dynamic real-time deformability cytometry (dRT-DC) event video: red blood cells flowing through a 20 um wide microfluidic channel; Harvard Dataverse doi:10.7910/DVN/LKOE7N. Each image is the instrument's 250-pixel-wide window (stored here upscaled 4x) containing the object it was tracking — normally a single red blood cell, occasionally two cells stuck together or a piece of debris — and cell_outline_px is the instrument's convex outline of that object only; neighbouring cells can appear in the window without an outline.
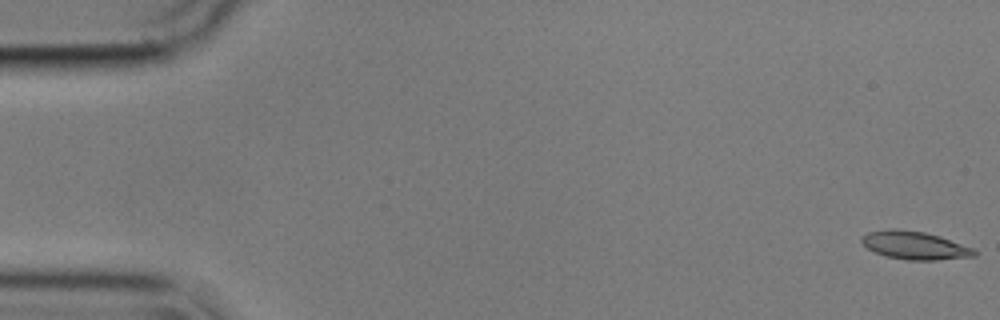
{"species": "common noctule bat (a hibernating species)", "species_latin": "Nyctalus noctula", "temperature_condition": "cold", "stored_images_in_passage": 56, "camera_frame_rate_fps": 3000, "um_per_image_px": 0.085, "animal": {"sex": "male", "body_mass_g": 17.9}, "frame": {"image": 1, "passage_image": 1, "time_ms": 0.0, "image_size_px": [1000, 320], "cell_outline_px": [[976, 256], [936, 260], [908, 260], [884, 256], [868, 248], [860, 240], [860, 236], [868, 232], [888, 228], [896, 228], [924, 232], [940, 236], [972, 248], [976, 252]], "centroid_in_image_um": [77.71, 20.85], "position_along_channel_um": 7.3, "area_um2": 18.44}}
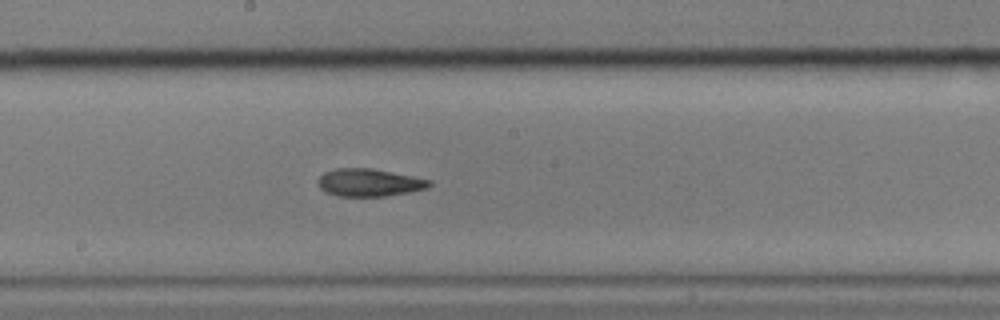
{"frame": {"image": 2, "passage_image": 30, "time_ms": 9.667, "image_size_px": [1000, 320], "cell_outline_px": [[432, 184], [428, 188], [408, 192], [384, 196], [340, 196], [328, 192], [320, 188], [316, 180], [324, 172], [336, 168], [372, 168], [432, 180]], "centroid_in_image_um": [31.38, 15.51], "position_along_channel_um": 216.8, "area_um2": 17.86}}
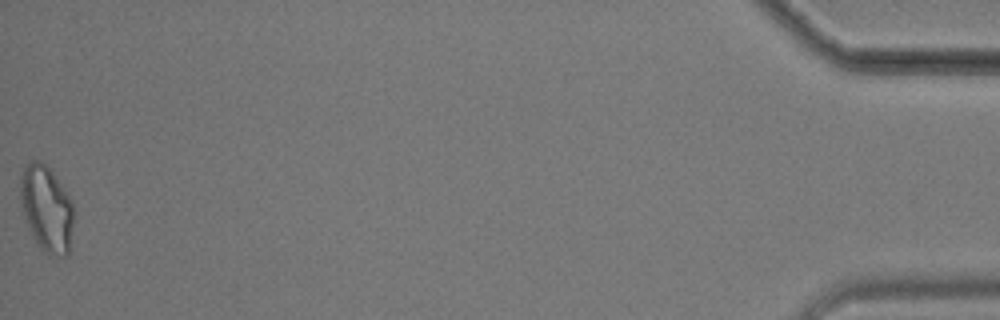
{"frame": {"image": 3, "passage_image": 56, "time_ms": 18.333, "image_size_px": [1000, 320], "cell_outline_px": [[72, 224], [68, 256], [48, 256], [40, 248], [32, 236], [20, 208], [20, 176], [28, 160], [40, 160], [52, 172], [72, 200]], "centroid_in_image_um": [3.92, 17.74], "position_along_channel_um": 431.3, "area_um2": 26.88}, "authors_computed_cell_mechanics": {"area_um2": 18.3515, "velocity_mm_per_s": 3.5916, "shape_relaxation_time_tau1_ms": 6.6464, "shape_relaxation_time_tau2_ms": 10.5378, "deformation_change_tau1": 0.1776, "deformation_change_tau2": 0.1664}}